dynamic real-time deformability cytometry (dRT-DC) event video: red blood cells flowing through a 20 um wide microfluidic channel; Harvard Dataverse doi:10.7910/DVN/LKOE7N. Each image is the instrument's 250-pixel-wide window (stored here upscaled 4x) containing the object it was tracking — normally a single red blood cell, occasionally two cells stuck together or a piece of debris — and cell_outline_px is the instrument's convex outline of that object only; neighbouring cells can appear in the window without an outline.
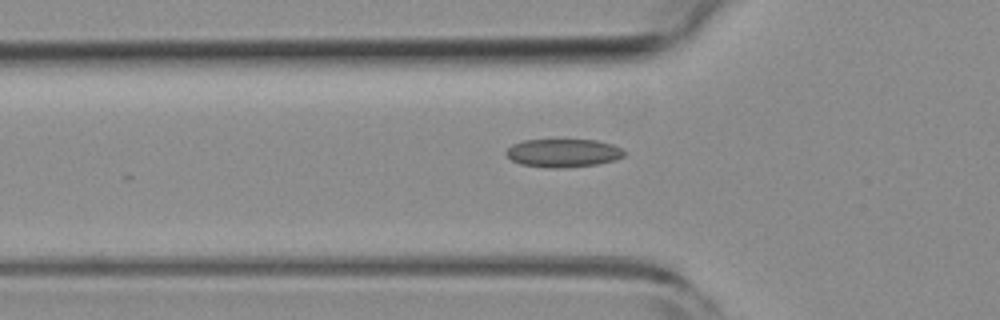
{"species": "common noctule bat (a hibernating species)", "species_latin": "Nyctalus noctula", "temperature_condition": "room temperature", "stored_images_in_passage": 29, "camera_frame_rate_fps": 3000, "um_per_image_px": 0.085, "animal": {"sex": "female", "body_mass_g": 19.3, "forearm_length_mm": 54.1}, "frame": {"image": 1, "passage_image": 18, "time_ms": 5.667, "image_size_px": [1000, 320], "cell_outline_px": [[628, 152], [624, 156], [616, 160], [596, 164], [568, 168], [548, 168], [520, 164], [512, 160], [504, 152], [512, 144], [524, 140], [596, 140], [612, 144], [624, 148]], "centroid_in_image_um": [47.92, 13.01], "position_along_channel_um": 77.9, "area_um2": 19.71}}
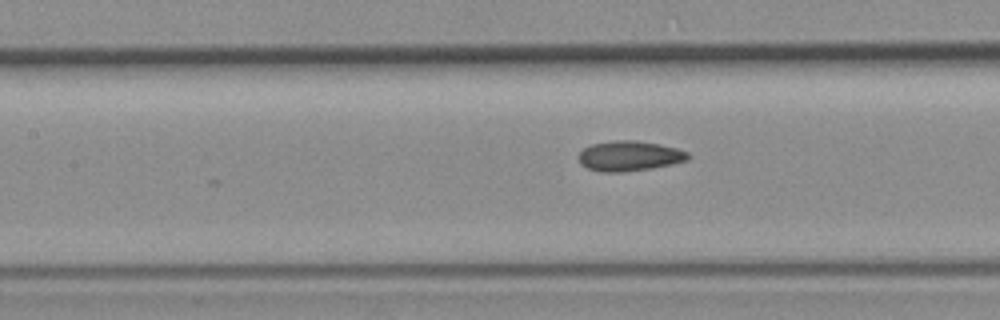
{"frame": {"image": 2, "passage_image": 24, "time_ms": 7.667, "image_size_px": [1000, 320], "cell_outline_px": [[692, 156], [688, 160], [672, 164], [652, 168], [624, 172], [604, 172], [588, 168], [580, 164], [576, 156], [584, 148], [592, 144], [616, 140], [636, 140], [660, 144], [676, 148], [688, 152]], "centroid_in_image_um": [53.5, 13.25], "position_along_channel_um": 153.9, "area_um2": 19.36}}
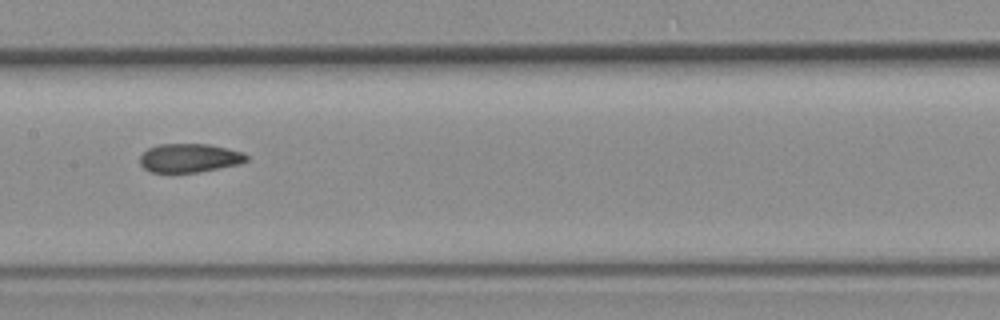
{"frame": {"image": 3, "passage_image": 27, "time_ms": 8.667, "image_size_px": [1000, 320], "cell_outline_px": [[248, 160], [240, 164], [196, 172], [148, 172], [140, 164], [140, 156], [148, 148], [160, 144], [208, 144], [228, 148], [244, 152], [248, 156]], "centroid_in_image_um": [16.11, 13.42], "position_along_channel_um": 191.3, "area_um2": 17.86}}